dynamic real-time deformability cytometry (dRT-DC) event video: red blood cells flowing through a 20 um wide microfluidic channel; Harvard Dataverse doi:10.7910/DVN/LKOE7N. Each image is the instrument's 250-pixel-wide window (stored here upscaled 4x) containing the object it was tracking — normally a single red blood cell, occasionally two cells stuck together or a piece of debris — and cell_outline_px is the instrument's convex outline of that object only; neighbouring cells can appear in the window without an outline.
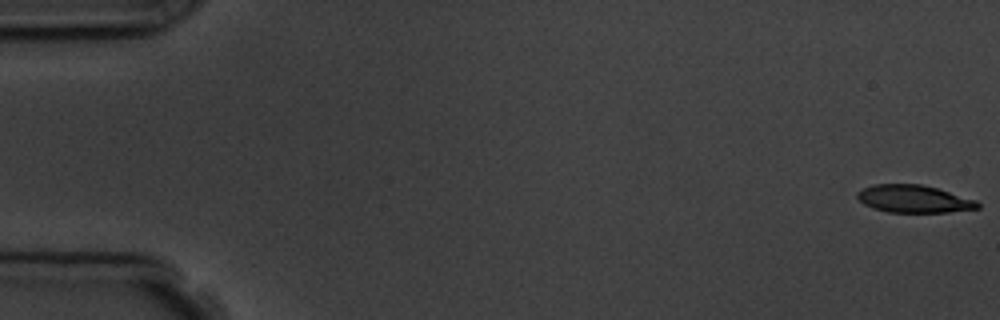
{"species": "common noctule bat (a hibernating species)", "species_latin": "Nyctalus noctula", "temperature_condition": "room temperature", "stored_images_in_passage": 8, "camera_frame_rate_fps": 3000, "um_per_image_px": 0.085, "animal": {"sex": "male", "body_mass_g": 19.5, "forearm_length_mm": 54.6}, "frame": {"image": 1, "passage_image": 1, "time_ms": 0.0, "image_size_px": [1000, 320], "cell_outline_px": [[980, 208], [948, 212], [888, 212], [872, 208], [864, 204], [856, 196], [856, 192], [872, 184], [920, 184], [936, 188], [976, 200], [980, 204]], "centroid_in_image_um": [77.65, 16.91], "position_along_channel_um": 7.3, "area_um2": 19.25}}
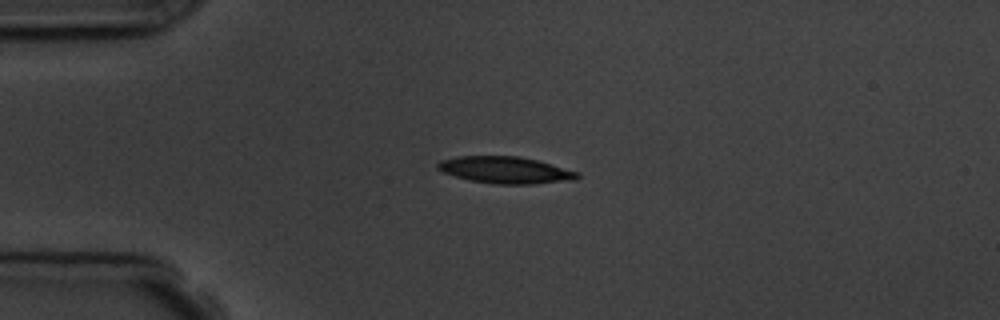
{"frame": {"image": 2, "passage_image": 5, "time_ms": 4.333, "image_size_px": [1000, 320], "cell_outline_px": [[580, 176], [576, 180], [532, 184], [496, 184], [472, 180], [456, 176], [444, 172], [436, 168], [436, 164], [440, 160], [456, 156], [520, 156], [552, 164], [580, 172]], "centroid_in_image_um": [42.99, 14.45], "position_along_channel_um": 42.0, "area_um2": 21.85}}